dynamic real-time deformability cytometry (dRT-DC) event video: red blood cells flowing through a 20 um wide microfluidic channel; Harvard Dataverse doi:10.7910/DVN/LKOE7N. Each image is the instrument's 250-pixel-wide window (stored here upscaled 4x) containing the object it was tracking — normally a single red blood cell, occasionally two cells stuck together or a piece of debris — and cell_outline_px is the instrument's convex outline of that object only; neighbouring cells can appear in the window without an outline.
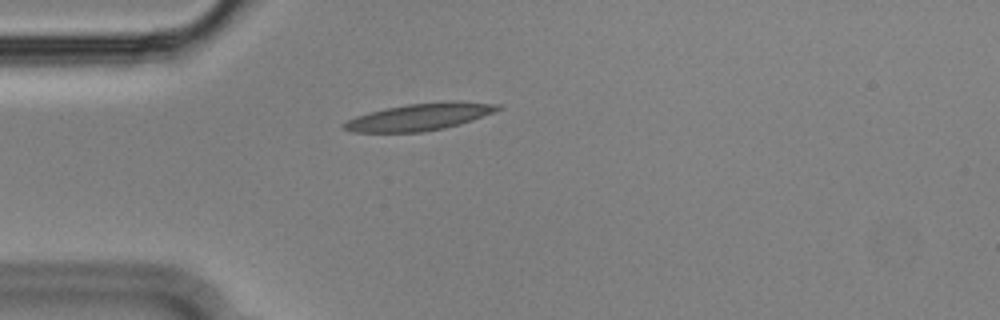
{"species": "Egyptian fruit bat (a non-hibernating species)", "species_latin": "Rousettus aegyptiacus", "temperature_condition": "cold", "stored_images_in_passage": 45, "camera_frame_rate_fps": 3000, "um_per_image_px": 0.085, "animal": {"sex": "male"}, "frame": {"image": 1, "passage_image": 4, "time_ms": 1.0, "image_size_px": [1000, 320], "cell_outline_px": [[504, 108], [472, 120], [460, 124], [444, 128], [424, 132], [352, 132], [344, 128], [340, 124], [356, 116], [388, 108], [408, 104], [448, 100], [460, 100], [500, 104]], "centroid_in_image_um": [35.74, 9.92], "position_along_channel_um": 49.3, "area_um2": 24.33}}
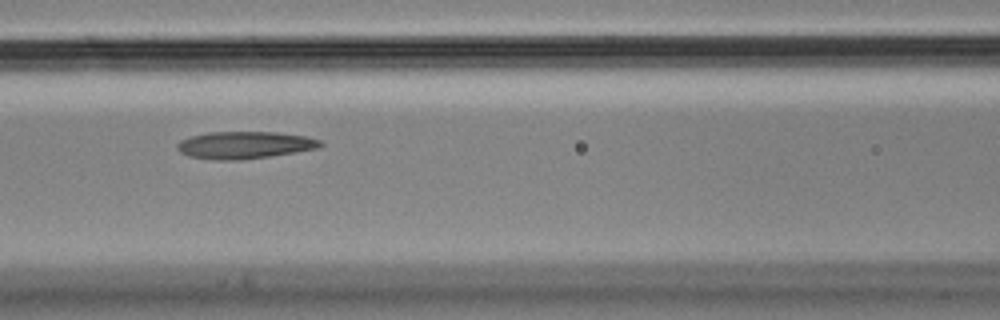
{"frame": {"image": 2, "passage_image": 13, "time_ms": 4.0, "image_size_px": [1000, 320], "cell_outline_px": [[324, 144], [320, 148], [296, 152], [240, 160], [212, 160], [188, 156], [180, 152], [176, 148], [176, 144], [180, 140], [192, 136], [208, 132], [276, 132], [308, 136], [320, 140]], "centroid_in_image_um": [20.8, 12.33], "position_along_channel_um": 145.8, "area_um2": 22.89}}
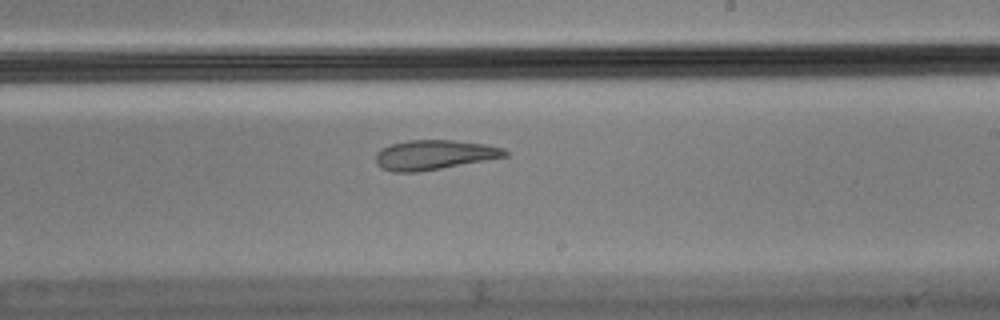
{"frame": {"image": 3, "passage_image": 22, "time_ms": 7.0, "image_size_px": [1000, 320], "cell_outline_px": [[508, 156], [440, 168], [416, 172], [392, 172], [380, 168], [376, 164], [376, 152], [380, 148], [392, 144], [408, 140], [456, 140], [484, 144], [504, 148], [508, 152]], "centroid_in_image_um": [36.86, 13.16], "position_along_channel_um": 252.1, "area_um2": 22.31}, "authors_computed_cell_mechanics": {"area_um2": 23.5824, "velocity_mm_per_s": 3.5532, "shape_relaxation_time_tau1_ms": null, "shape_relaxation_time_tau2_ms": 4.1706, "deformation_change_tau1": null, "deformation_change_tau2": 0.1221}}